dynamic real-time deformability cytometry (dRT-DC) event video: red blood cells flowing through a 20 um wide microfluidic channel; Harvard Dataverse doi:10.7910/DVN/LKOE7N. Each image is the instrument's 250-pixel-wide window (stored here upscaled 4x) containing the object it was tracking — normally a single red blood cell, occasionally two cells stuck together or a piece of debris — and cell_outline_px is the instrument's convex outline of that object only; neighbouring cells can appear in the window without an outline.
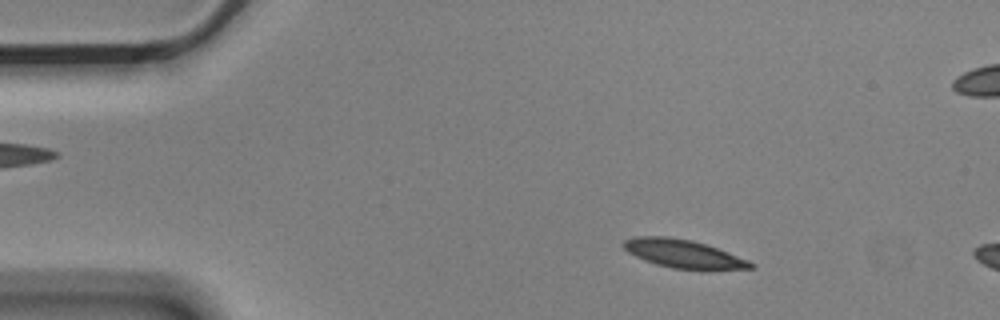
{"species": "Egyptian fruit bat (a non-hibernating species)", "species_latin": "Rousettus aegyptiacus", "temperature_condition": "cold", "stored_images_in_passage": 5, "camera_frame_rate_fps": 3000, "um_per_image_px": 0.085, "animal": {"sex": "male"}, "frame": {"image": 1, "passage_image": 2, "time_ms": 0.333, "image_size_px": [1000, 320], "cell_outline_px": [[756, 268], [672, 268], [656, 264], [644, 260], [628, 252], [620, 244], [624, 240], [636, 236], [668, 236], [692, 240], [728, 252], [748, 260], [756, 264]], "centroid_in_image_um": [58.01, 21.54], "position_along_channel_um": 27.0, "area_um2": 20.46}}